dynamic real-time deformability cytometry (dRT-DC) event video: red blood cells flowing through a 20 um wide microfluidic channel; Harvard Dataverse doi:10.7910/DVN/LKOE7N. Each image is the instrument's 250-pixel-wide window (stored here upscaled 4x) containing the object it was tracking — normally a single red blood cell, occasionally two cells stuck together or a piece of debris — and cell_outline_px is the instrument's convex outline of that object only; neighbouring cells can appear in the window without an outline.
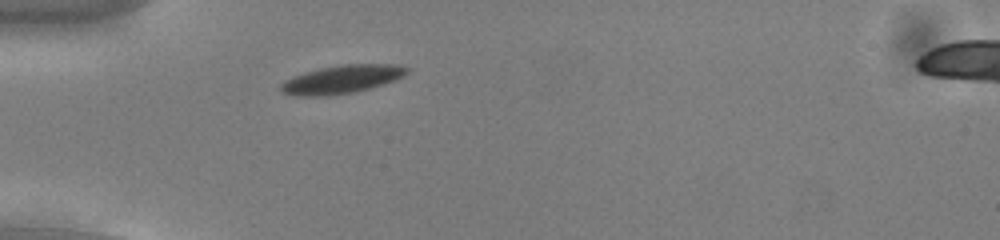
{"species": "common noctule bat (a hibernating species)", "species_latin": "Nyctalus noctula", "temperature_condition": "cold", "stored_images_in_passage": 45, "camera_frame_rate_fps": 3000, "um_per_image_px": 0.085, "animal": {"sex": "male", "body_mass_g": 13.0, "forearm_length_mm": 53.1}, "frame": {"image": 1, "passage_image": 7, "time_ms": 2.0, "image_size_px": [1000, 240], "cell_outline_px": [[408, 72], [404, 76], [384, 84], [356, 92], [328, 96], [296, 96], [284, 92], [280, 88], [280, 84], [284, 80], [292, 76], [320, 68], [344, 64], [396, 64], [408, 68]], "centroid_in_image_um": [29.06, 6.74], "position_along_channel_um": 55.9, "area_um2": 20.81}}
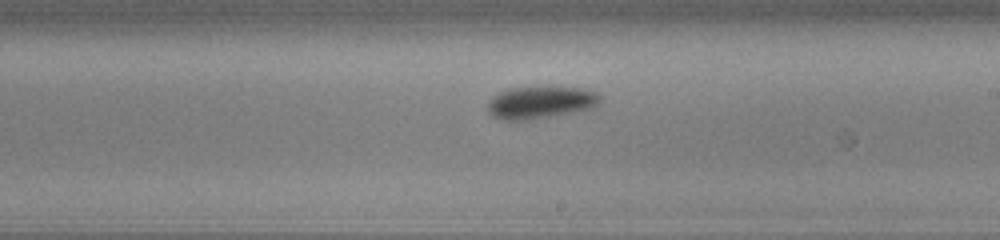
{"frame": {"image": 2, "passage_image": 23, "time_ms": 7.333, "image_size_px": [1000, 240], "cell_outline_px": [[600, 104], [592, 108], [572, 112], [524, 120], [504, 120], [488, 112], [488, 100], [500, 92], [512, 88], [544, 84], [548, 84], [584, 88], [596, 92], [600, 96]], "centroid_in_image_um": [45.99, 8.64], "position_along_channel_um": 243.0, "area_um2": 21.68}}
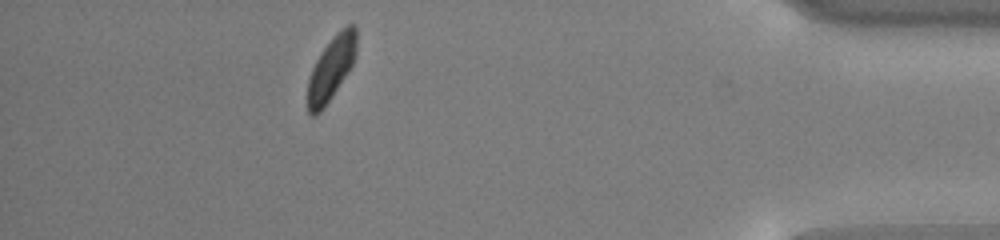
{"frame": {"image": 3, "passage_image": 40, "time_ms": 13.0, "image_size_px": [1000, 240], "cell_outline_px": [[356, 56], [352, 64], [332, 96], [320, 112], [316, 116], [312, 116], [308, 112], [308, 80], [312, 68], [320, 52], [336, 32], [340, 28], [348, 24], [352, 24], [356, 28]], "centroid_in_image_um": [28.15, 5.78], "position_along_channel_um": 407.0, "area_um2": 17.98}}